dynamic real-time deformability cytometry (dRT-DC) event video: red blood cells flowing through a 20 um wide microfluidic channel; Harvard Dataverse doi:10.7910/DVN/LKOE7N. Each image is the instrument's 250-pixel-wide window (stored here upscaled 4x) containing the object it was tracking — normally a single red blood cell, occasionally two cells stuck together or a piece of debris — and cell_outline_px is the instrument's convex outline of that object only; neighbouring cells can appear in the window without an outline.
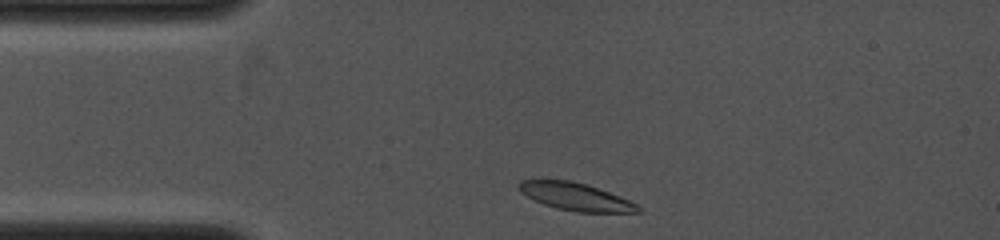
{"species": "common noctule bat (a hibernating species)", "species_latin": "Nyctalus noctula", "temperature_condition": "cold", "stored_images_in_passage": 5, "camera_frame_rate_fps": 4000, "um_per_image_px": 0.085, "animal": {"sex": "female", "body_mass_g": 19.0, "forearm_length_mm": 53.3}, "frame": {"image": 1, "passage_image": 1, "time_ms": 0.0, "image_size_px": [1000, 240], "cell_outline_px": [[644, 208], [640, 212], [576, 212], [556, 208], [544, 204], [520, 192], [516, 188], [516, 184], [520, 180], [572, 180], [588, 184], [620, 196]], "centroid_in_image_um": [48.92, 16.71], "position_along_channel_um": 36.1, "area_um2": 19.25}}
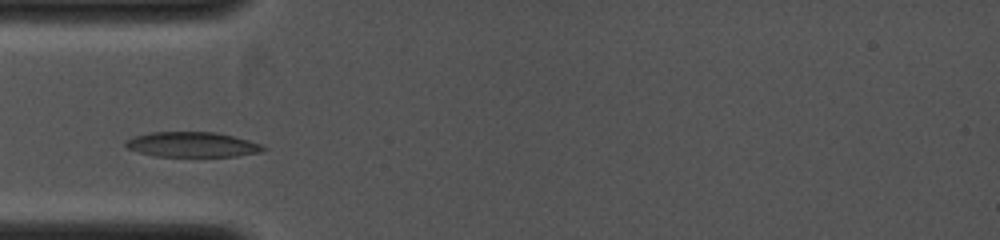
{"frame": {"image": 2, "passage_image": 3, "time_ms": 1.25, "image_size_px": [1000, 240], "cell_outline_px": [[268, 148], [264, 152], [236, 156], [156, 156], [140, 152], [128, 148], [124, 144], [124, 140], [132, 136], [152, 132], [216, 132], [248, 140], [260, 144]], "centroid_in_image_um": [16.34, 12.28], "position_along_channel_um": 68.7, "area_um2": 20.11}}
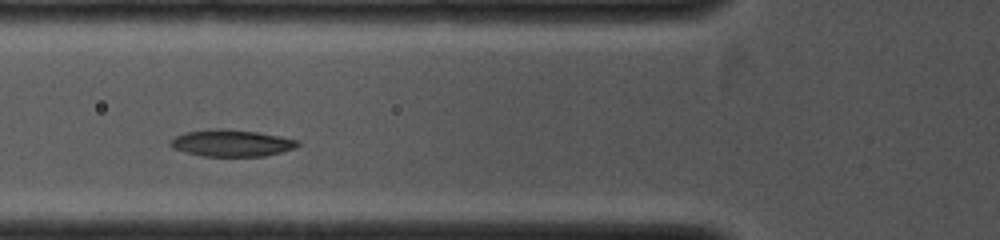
{"frame": {"image": 3, "passage_image": 4, "time_ms": 2.0, "image_size_px": [1000, 240], "cell_outline_px": [[300, 144], [296, 148], [264, 156], [204, 156], [184, 152], [172, 148], [168, 144], [168, 140], [184, 132], [212, 128], [224, 128], [256, 132], [280, 136], [300, 140]], "centroid_in_image_um": [19.64, 12.15], "position_along_channel_um": 106.2, "area_um2": 20.11}}